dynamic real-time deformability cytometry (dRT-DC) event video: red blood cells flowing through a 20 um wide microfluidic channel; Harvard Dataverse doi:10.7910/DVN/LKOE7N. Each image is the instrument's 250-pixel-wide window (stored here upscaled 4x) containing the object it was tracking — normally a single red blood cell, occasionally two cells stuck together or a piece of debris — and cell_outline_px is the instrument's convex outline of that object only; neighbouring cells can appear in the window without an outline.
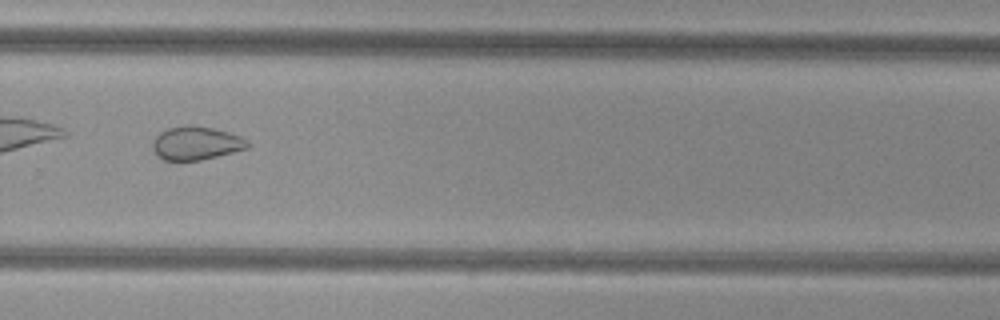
{"species": "common noctule bat (a hibernating species)", "species_latin": "Nyctalus noctula", "temperature_condition": "cold", "stored_images_in_passage": 32, "camera_frame_rate_fps": 3000, "um_per_image_px": 0.085, "animal": {"sex": "female", "body_mass_g": 29.2, "forearm_length_mm": 56.3}, "frame": {"image": 1, "passage_image": 18, "time_ms": 5.667, "image_size_px": [1000, 320], "cell_outline_px": [[252, 144], [248, 148], [200, 160], [164, 160], [156, 156], [152, 148], [152, 140], [160, 132], [168, 128], [188, 124], [192, 124], [212, 128], [228, 132], [240, 136], [248, 140]], "centroid_in_image_um": [16.65, 12.16], "position_along_channel_um": 313.1, "area_um2": 18.67}}